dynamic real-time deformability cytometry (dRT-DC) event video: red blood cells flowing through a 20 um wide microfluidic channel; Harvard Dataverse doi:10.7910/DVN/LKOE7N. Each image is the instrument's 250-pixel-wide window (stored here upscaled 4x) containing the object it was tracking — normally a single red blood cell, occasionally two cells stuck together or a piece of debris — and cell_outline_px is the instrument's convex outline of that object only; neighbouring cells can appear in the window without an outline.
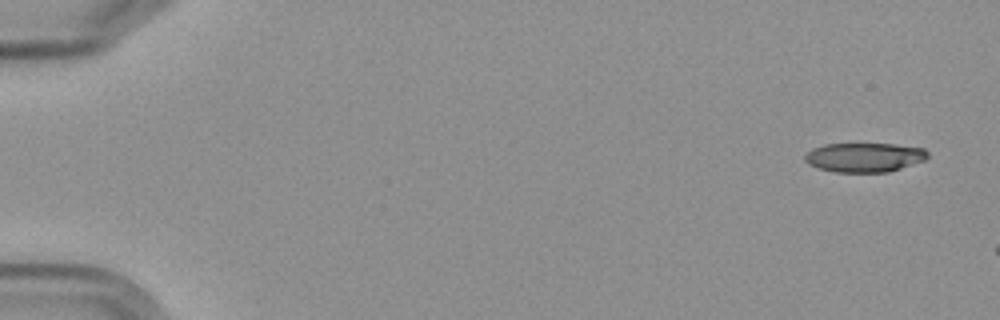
{"species": "Egyptian fruit bat (a non-hibernating species)", "species_latin": "Rousettus aegyptiacus", "temperature_condition": "cold", "stored_images_in_passage": 4, "camera_frame_rate_fps": 3000, "um_per_image_px": 0.085, "frame": {"image": 1, "passage_image": 1, "time_ms": 0.0, "image_size_px": [1000, 320], "cell_outline_px": [[928, 156], [924, 160], [888, 172], [836, 172], [816, 168], [808, 164], [804, 160], [804, 156], [812, 148], [824, 144], [896, 144], [924, 148], [928, 152]], "centroid_in_image_um": [73.44, 13.37], "position_along_channel_um": 11.6, "area_um2": 20.98}}